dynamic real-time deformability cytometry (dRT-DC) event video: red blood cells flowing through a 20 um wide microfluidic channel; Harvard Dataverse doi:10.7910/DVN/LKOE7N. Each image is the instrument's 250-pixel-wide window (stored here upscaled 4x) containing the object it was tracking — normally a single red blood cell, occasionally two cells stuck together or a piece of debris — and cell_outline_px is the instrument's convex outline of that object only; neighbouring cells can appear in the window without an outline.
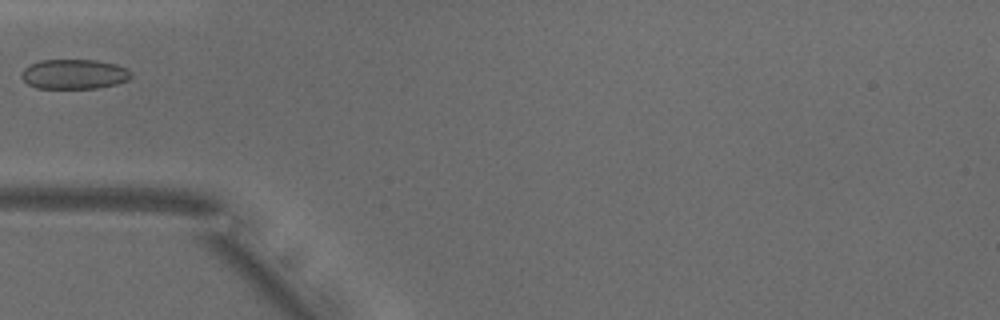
{"species": "common noctule bat (a hibernating species)", "species_latin": "Nyctalus noctula", "temperature_condition": "warm", "stored_images_in_passage": 25, "camera_frame_rate_fps": 3000, "um_per_image_px": 0.085, "animal": {"sex": "male", "body_mass_g": 18.8}, "frame": {"image": 1, "passage_image": 1, "time_ms": 0.0, "image_size_px": [1000, 320], "cell_outline_px": [[132, 76], [128, 80], [116, 84], [96, 88], [36, 88], [28, 84], [20, 76], [20, 72], [24, 68], [40, 60], [96, 60], [116, 64], [132, 72]], "centroid_in_image_um": [6.29, 6.3], "position_along_channel_um": 78.7, "area_um2": 19.02}}
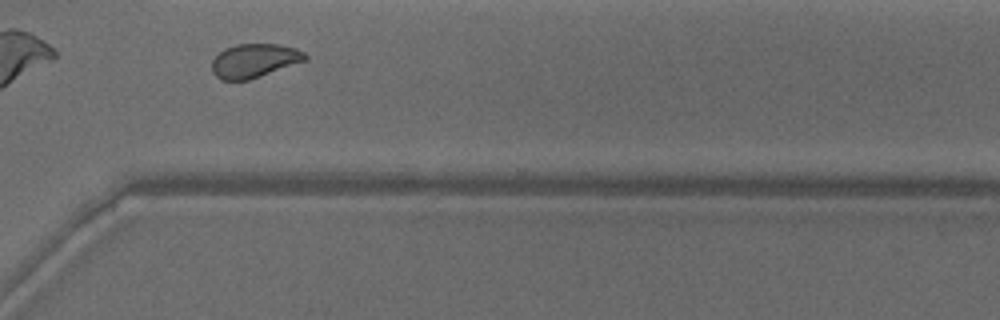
{"frame": {"image": 2, "passage_image": 22, "time_ms": 7.0, "image_size_px": [1000, 320], "cell_outline_px": [[308, 60], [248, 80], [220, 80], [212, 72], [212, 60], [224, 48], [236, 44], [280, 44], [296, 48], [304, 52], [308, 56]], "centroid_in_image_um": [21.63, 5.15], "position_along_channel_um": 349.0, "area_um2": 18.5}}